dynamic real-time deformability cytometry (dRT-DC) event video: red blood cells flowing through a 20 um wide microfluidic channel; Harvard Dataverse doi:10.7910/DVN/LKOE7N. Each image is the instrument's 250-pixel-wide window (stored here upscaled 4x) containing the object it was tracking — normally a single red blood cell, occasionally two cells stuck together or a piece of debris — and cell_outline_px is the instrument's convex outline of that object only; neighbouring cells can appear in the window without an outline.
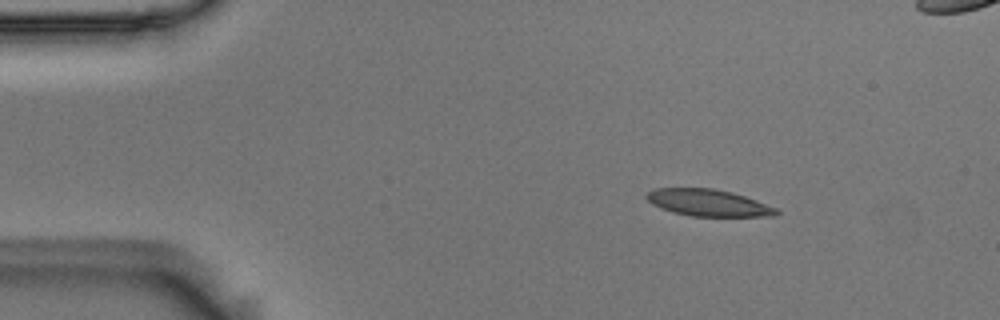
{"species": "Egyptian fruit bat (a non-hibernating species)", "species_latin": "Rousettus aegyptiacus", "temperature_condition": "room temperature", "stored_images_in_passage": 4, "segment_of_instrument_passage": [1, 2], "camera_frame_rate_fps": 3000, "um_per_image_px": 0.085, "animal": {"sex": "male"}, "frame": {"image": 1, "passage_image": 1, "time_ms": 0.0, "image_size_px": [1000, 320], "cell_outline_px": [[780, 212], [776, 216], [692, 216], [672, 212], [660, 208], [652, 204], [644, 196], [648, 192], [656, 188], [712, 188], [732, 192], [756, 200], [776, 208]], "centroid_in_image_um": [60.19, 17.23], "position_along_channel_um": 24.8, "area_um2": 20.23}}